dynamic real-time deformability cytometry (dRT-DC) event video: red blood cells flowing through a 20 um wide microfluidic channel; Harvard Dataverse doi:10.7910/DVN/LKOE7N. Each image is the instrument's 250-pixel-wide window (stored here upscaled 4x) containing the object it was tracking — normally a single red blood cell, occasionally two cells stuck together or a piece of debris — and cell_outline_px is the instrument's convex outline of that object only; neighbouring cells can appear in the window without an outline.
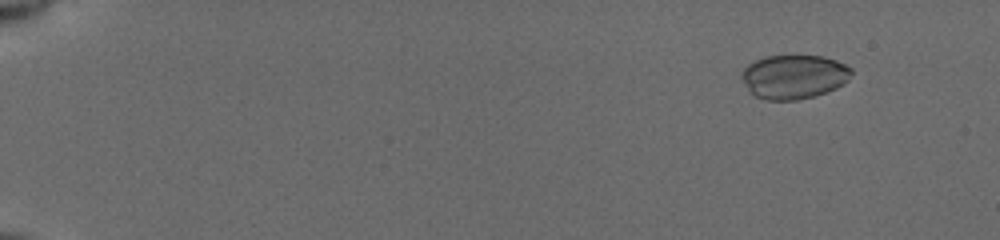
{"species": "common noctule bat (a hibernating species)", "species_latin": "Nyctalus noctula", "temperature_condition": "cold", "stored_images_in_passage": 55, "camera_frame_rate_fps": 3000, "um_per_image_px": 0.085, "animal": {"sex": "female", "body_mass_g": 19.5, "forearm_length_mm": 54.1}, "frame": {"image": 1, "passage_image": 6, "time_ms": 1.667, "image_size_px": [1000, 240], "cell_outline_px": [[852, 72], [848, 80], [844, 84], [836, 88], [812, 96], [796, 100], [764, 100], [756, 96], [748, 88], [744, 80], [744, 68], [752, 60], [764, 56], [824, 56], [836, 60], [852, 68]], "centroid_in_image_um": [67.51, 6.51], "position_along_channel_um": 17.5, "area_um2": 27.92}}
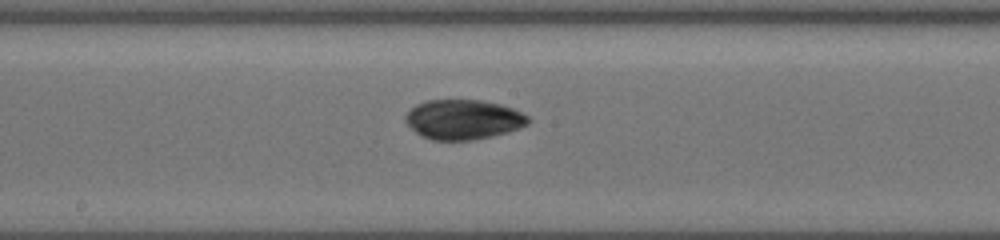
{"frame": {"image": 2, "passage_image": 32, "time_ms": 10.333, "image_size_px": [1000, 240], "cell_outline_px": [[528, 124], [508, 132], [492, 136], [468, 140], [432, 140], [420, 136], [404, 120], [404, 116], [416, 104], [428, 100], [484, 100], [500, 104], [512, 108], [528, 116]], "centroid_in_image_um": [39.36, 10.15], "position_along_channel_um": 208.8, "area_um2": 28.32}}
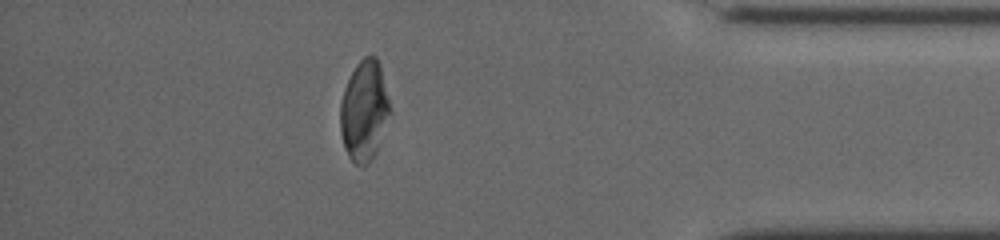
{"frame": {"image": 3, "passage_image": 49, "time_ms": 16.0, "image_size_px": [1000, 240], "cell_outline_px": [[392, 112], [376, 152], [372, 160], [368, 164], [356, 164], [348, 156], [344, 148], [340, 132], [340, 104], [344, 88], [356, 64], [364, 56], [376, 56], [380, 64]], "centroid_in_image_um": [30.97, 9.42], "position_along_channel_um": 404.2, "area_um2": 29.3}, "authors_computed_cell_mechanics": {"area_um2": 28.9578, "velocity_mm_per_s": 3.9329, "shape_relaxation_time_tau1_ms": 7.2775, "shape_relaxation_time_tau2_ms": 1.2944, "deformation_change_tau1": 0.1348, "deformation_change_tau2": 0.0345}}